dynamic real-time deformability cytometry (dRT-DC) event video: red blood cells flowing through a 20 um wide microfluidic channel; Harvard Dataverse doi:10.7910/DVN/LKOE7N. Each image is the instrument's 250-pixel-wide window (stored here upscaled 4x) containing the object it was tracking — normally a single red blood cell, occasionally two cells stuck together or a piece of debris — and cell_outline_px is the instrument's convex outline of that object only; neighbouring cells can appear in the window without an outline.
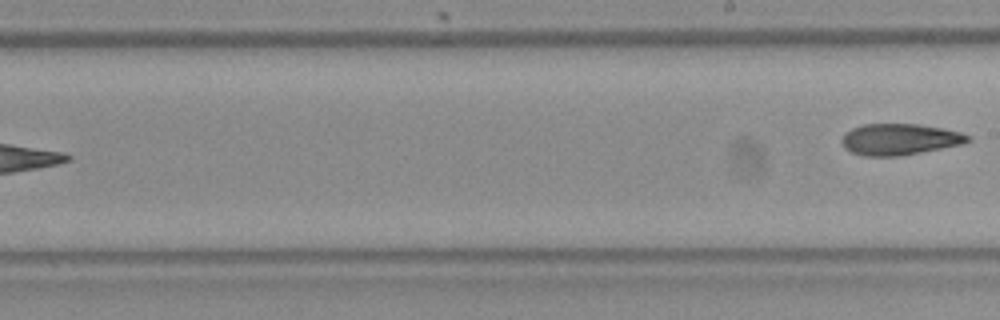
{"species": "Egyptian fruit bat (a non-hibernating species)", "species_latin": "Rousettus aegyptiacus", "temperature_condition": "room temperature", "stored_images_in_passage": 9, "segment_of_instrument_passage": [2, 2], "camera_frame_rate_fps": 3000, "um_per_image_px": 0.085, "frame": {"image": 1, "passage_image": 9, "time_ms": 2.667, "image_size_px": [1000, 320], "cell_outline_px": [[972, 140], [960, 144], [900, 156], [864, 156], [852, 152], [844, 148], [840, 140], [852, 128], [860, 124], [920, 124], [944, 128], [960, 132], [972, 136]], "centroid_in_image_um": [76.47, 11.83], "position_along_channel_um": 212.5, "area_um2": 22.95}}